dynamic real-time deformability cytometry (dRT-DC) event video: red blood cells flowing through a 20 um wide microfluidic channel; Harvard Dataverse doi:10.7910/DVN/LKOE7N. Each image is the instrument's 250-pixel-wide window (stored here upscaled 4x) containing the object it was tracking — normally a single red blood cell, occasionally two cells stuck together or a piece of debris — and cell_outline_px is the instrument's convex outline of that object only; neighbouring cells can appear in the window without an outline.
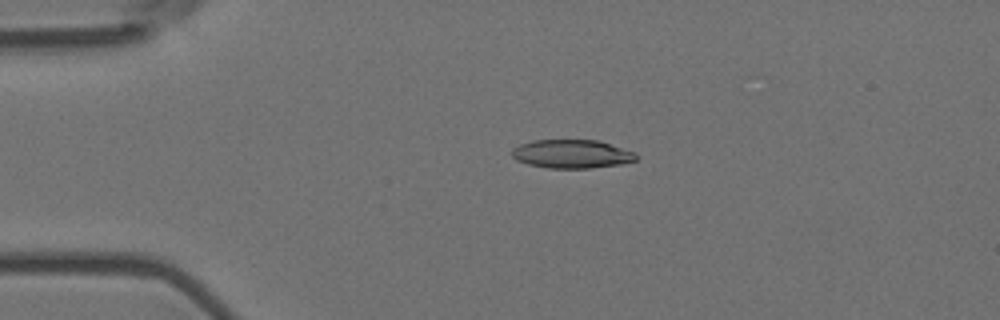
{"species": "Egyptian fruit bat (a non-hibernating species)", "species_latin": "Rousettus aegyptiacus", "temperature_condition": "room temperature", "stored_images_in_passage": 5, "camera_frame_rate_fps": 3000, "um_per_image_px": 0.085, "animal": {"sex": "female"}, "frame": {"image": 1, "passage_image": 4, "time_ms": 1.0, "image_size_px": [1000, 320], "cell_outline_px": [[636, 160], [620, 164], [592, 168], [548, 168], [528, 164], [516, 160], [512, 156], [512, 148], [520, 144], [532, 140], [596, 140], [636, 152]], "centroid_in_image_um": [48.57, 13.08], "position_along_channel_um": 36.4, "area_um2": 20.63}}